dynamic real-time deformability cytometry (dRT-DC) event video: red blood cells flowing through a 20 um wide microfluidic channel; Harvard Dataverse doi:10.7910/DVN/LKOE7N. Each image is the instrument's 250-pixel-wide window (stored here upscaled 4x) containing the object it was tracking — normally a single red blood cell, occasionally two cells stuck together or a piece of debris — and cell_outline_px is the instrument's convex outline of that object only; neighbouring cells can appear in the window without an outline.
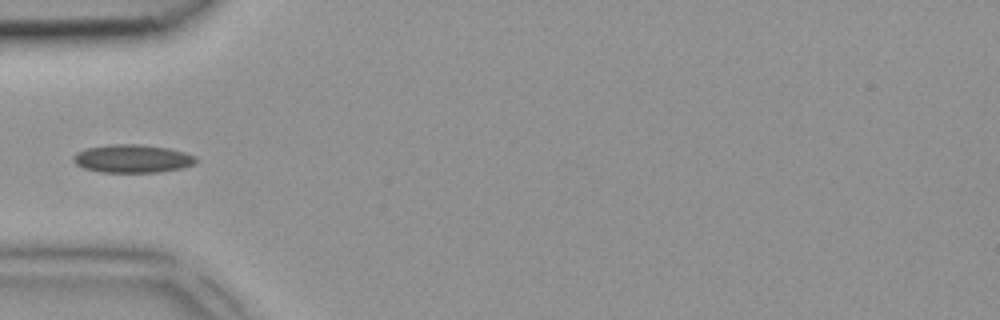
{"species": "common noctule bat (a hibernating species)", "species_latin": "Nyctalus noctula", "temperature_condition": "room temperature", "stored_images_in_passage": 4, "camera_frame_rate_fps": 3000, "um_per_image_px": 0.085, "animal": {"sex": "female", "body_mass_g": 18.4}, "frame": {"image": 1, "passage_image": 4, "time_ms": 1.0, "image_size_px": [1000, 320], "cell_outline_px": [[196, 164], [184, 168], [160, 172], [100, 172], [84, 168], [76, 164], [72, 160], [72, 156], [76, 152], [88, 148], [108, 144], [144, 144], [168, 148], [184, 152], [196, 156]], "centroid_in_image_um": [11.27, 13.48], "position_along_channel_um": 73.7, "area_um2": 20.35}}